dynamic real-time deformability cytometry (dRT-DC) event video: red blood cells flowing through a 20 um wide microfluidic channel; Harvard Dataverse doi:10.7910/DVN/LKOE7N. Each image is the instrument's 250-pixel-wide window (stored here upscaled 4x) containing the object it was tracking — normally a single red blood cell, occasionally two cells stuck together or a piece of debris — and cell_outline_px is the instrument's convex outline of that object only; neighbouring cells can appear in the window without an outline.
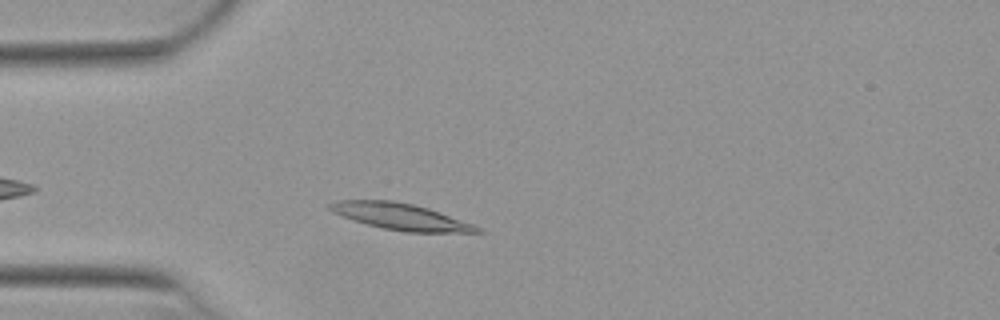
{"species": "Egyptian fruit bat (a non-hibernating species)", "species_latin": "Rousettus aegyptiacus", "temperature_condition": "warm", "stored_images_in_passage": 40, "camera_frame_rate_fps": 3000, "um_per_image_px": 0.085, "animal": {"sex": "female"}, "frame": {"image": 1, "passage_image": 5, "time_ms": 1.333, "image_size_px": [1000, 320], "cell_outline_px": [[484, 232], [404, 232], [384, 228], [352, 220], [332, 212], [328, 208], [328, 204], [336, 200], [392, 200], [412, 204], [428, 208], [484, 228]], "centroid_in_image_um": [34.04, 18.41], "position_along_channel_um": 51.0, "area_um2": 22.6}}
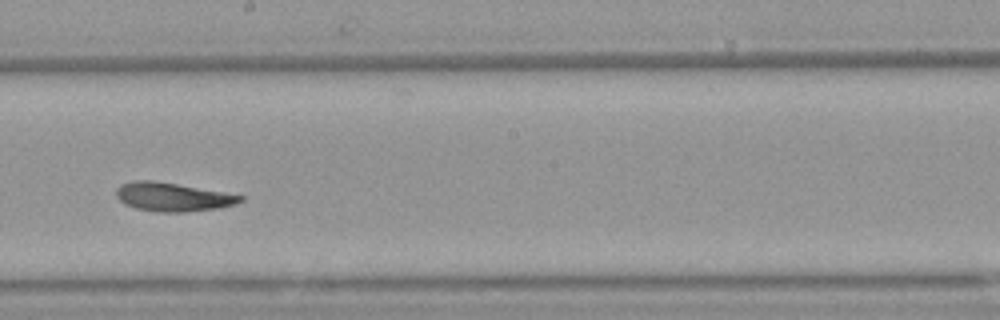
{"frame": {"image": 2, "passage_image": 20, "time_ms": 6.333, "image_size_px": [1000, 320], "cell_outline_px": [[244, 200], [236, 204], [220, 208], [184, 212], [156, 212], [136, 208], [124, 204], [116, 196], [116, 188], [120, 184], [132, 180], [152, 180], [224, 192], [244, 196]], "centroid_in_image_um": [14.66, 16.74], "position_along_channel_um": 233.5, "area_um2": 20.81}}
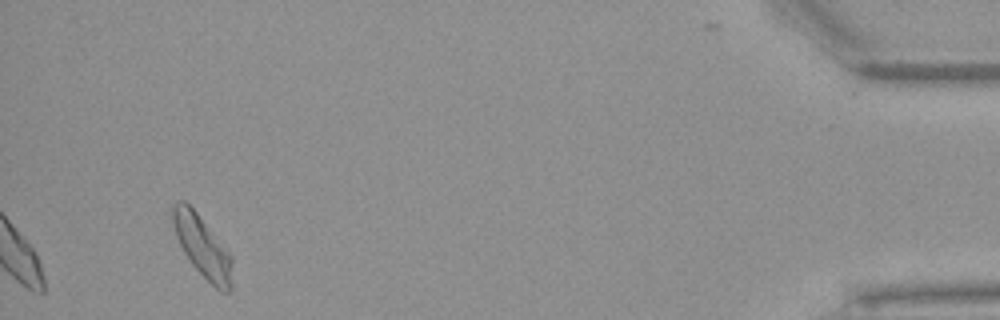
{"frame": {"image": 3, "passage_image": 40, "time_ms": 13.0, "image_size_px": [1000, 320], "cell_outline_px": [[232, 288], [228, 292], [220, 292], [192, 264], [184, 252], [176, 236], [172, 224], [172, 204], [176, 200], [184, 200], [196, 212], [232, 256]], "centroid_in_image_um": [17.2, 20.95], "position_along_channel_um": 418.0, "area_um2": 21.04}, "authors_computed_cell_mechanics": {"area_um2": 20.519, "velocity_mm_per_s": 3.8876, "shape_relaxation_time_tau1_ms": 5.0223, "shape_relaxation_time_tau2_ms": 3.7651, "deformation_change_tau1": 0.1472, "deformation_change_tau2": 0.1172}}